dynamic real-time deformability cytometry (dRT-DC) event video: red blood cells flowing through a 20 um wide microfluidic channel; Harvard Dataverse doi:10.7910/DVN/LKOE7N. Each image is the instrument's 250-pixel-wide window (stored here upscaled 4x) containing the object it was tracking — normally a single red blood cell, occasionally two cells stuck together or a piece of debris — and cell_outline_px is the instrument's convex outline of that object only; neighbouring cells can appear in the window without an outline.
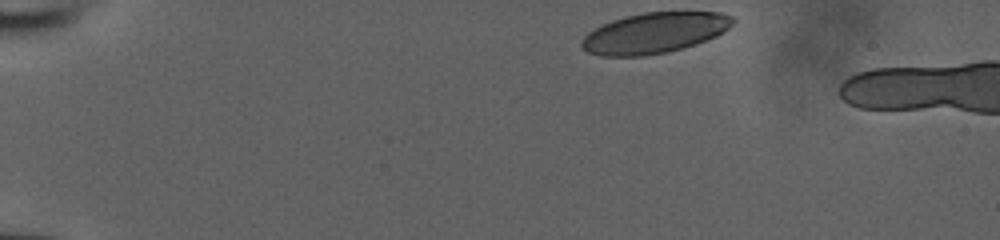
{"species": "human", "species_latin": "Homo sapiens", "temperature_condition": "room temperature", "stored_images_in_passage": 6, "camera_frame_rate_fps": 3000, "um_per_image_px": 0.085, "donor": {"sex": "male"}, "frame": {"image": 1, "passage_image": 1, "time_ms": 0.0, "image_size_px": [1000, 240], "cell_outline_px": [[736, 20], [728, 28], [716, 36], [696, 44], [668, 52], [644, 56], [600, 56], [588, 52], [580, 44], [580, 40], [588, 32], [612, 20], [624, 16], [644, 12], [720, 12], [732, 16]], "centroid_in_image_um": [55.62, 2.8], "position_along_channel_um": 29.4, "area_um2": 35.78}}